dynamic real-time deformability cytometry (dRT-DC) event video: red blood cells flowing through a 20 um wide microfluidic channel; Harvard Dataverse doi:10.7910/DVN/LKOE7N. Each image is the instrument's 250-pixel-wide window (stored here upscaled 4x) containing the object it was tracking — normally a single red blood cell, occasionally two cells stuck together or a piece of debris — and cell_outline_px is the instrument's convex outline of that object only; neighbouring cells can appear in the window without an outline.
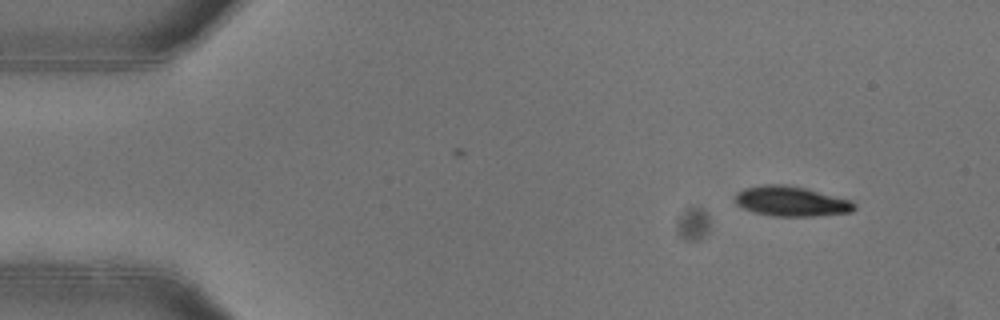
{"species": "common noctule bat (a hibernating species)", "species_latin": "Nyctalus noctula", "temperature_condition": "warm", "stored_images_in_passage": 42, "camera_frame_rate_fps": 3000, "um_per_image_px": 0.085, "animal": {"sex": "female"}, "frame": {"image": 1, "passage_image": 2, "time_ms": 0.333, "image_size_px": [1000, 320], "cell_outline_px": [[856, 208], [852, 212], [812, 216], [772, 216], [756, 212], [744, 208], [736, 204], [736, 192], [744, 188], [764, 184], [784, 184], [804, 188], [852, 200], [856, 204]], "centroid_in_image_um": [67.27, 17.1], "position_along_channel_um": 17.7, "area_um2": 20.75}}
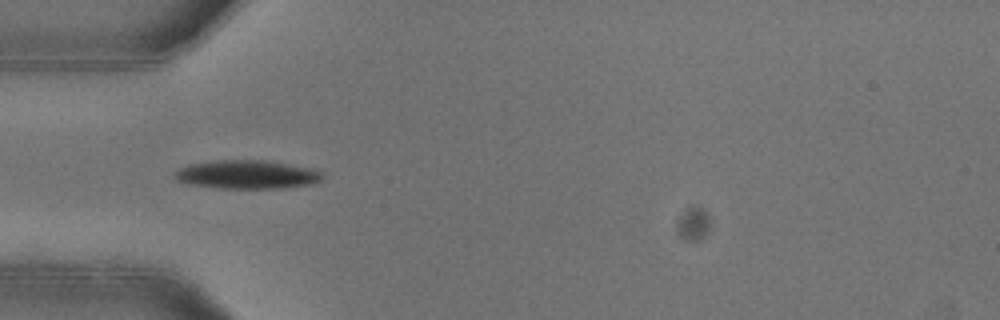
{"frame": {"image": 2, "passage_image": 13, "time_ms": 4.0, "image_size_px": [1000, 320], "cell_outline_px": [[324, 176], [320, 180], [312, 184], [276, 188], [220, 188], [184, 184], [176, 180], [176, 172], [180, 168], [188, 164], [216, 160], [264, 160], [316, 168], [324, 172]], "centroid_in_image_um": [21.02, 14.83], "position_along_channel_um": 64.0, "area_um2": 24.8}}
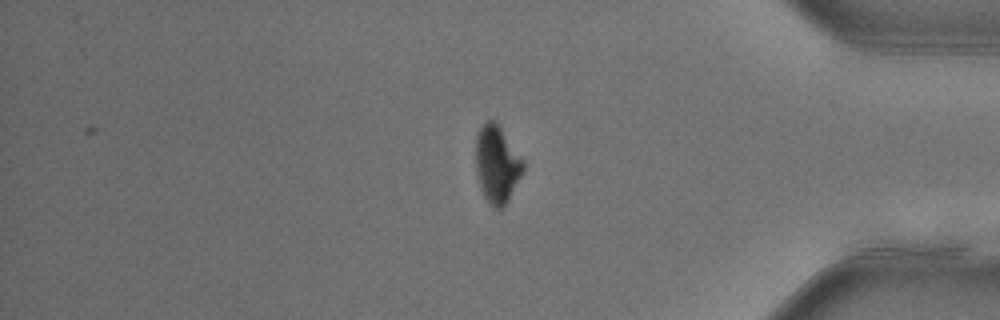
{"frame": {"image": 3, "passage_image": 40, "time_ms": 13.0, "image_size_px": [1000, 320], "cell_outline_px": [[524, 168], [504, 208], [492, 208], [484, 196], [476, 172], [476, 136], [480, 128], [488, 120], [492, 120], [500, 128], [524, 160]], "centroid_in_image_um": [42.23, 13.99], "position_along_channel_um": 393.0, "area_um2": 20.92}, "authors_computed_cell_mechanics": {"area_um2": 24.1026, "velocity_mm_per_s": 3.9687, "shape_relaxation_time_tau1_ms": 3.376, "shape_relaxation_time_tau2_ms": null, "deformation_change_tau1": 0.1445, "deformation_change_tau2": null}}